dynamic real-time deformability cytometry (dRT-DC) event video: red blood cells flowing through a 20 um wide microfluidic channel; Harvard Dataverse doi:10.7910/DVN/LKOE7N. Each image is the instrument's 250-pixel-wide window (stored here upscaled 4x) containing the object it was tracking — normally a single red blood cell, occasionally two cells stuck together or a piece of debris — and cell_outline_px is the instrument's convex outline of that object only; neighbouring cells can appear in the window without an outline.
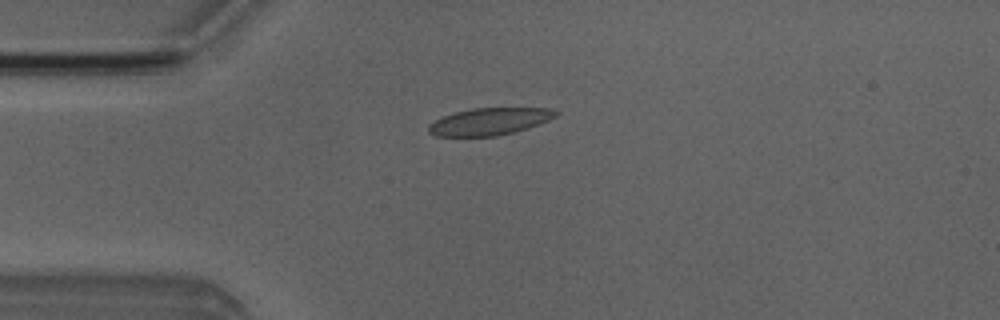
{"species": "Egyptian fruit bat (a non-hibernating species)", "species_latin": "Rousettus aegyptiacus", "temperature_condition": "room temperature", "stored_images_in_passage": 3, "camera_frame_rate_fps": 3000, "um_per_image_px": 0.085, "animal": {"sex": "male"}, "frame": {"image": 1, "passage_image": 2, "time_ms": 1.0, "image_size_px": [1000, 320], "cell_outline_px": [[560, 112], [556, 116], [540, 124], [528, 128], [496, 136], [436, 136], [428, 132], [428, 124], [444, 116], [456, 112], [472, 108], [548, 108]], "centroid_in_image_um": [41.61, 10.32], "position_along_channel_um": 43.4, "area_um2": 20.0}}